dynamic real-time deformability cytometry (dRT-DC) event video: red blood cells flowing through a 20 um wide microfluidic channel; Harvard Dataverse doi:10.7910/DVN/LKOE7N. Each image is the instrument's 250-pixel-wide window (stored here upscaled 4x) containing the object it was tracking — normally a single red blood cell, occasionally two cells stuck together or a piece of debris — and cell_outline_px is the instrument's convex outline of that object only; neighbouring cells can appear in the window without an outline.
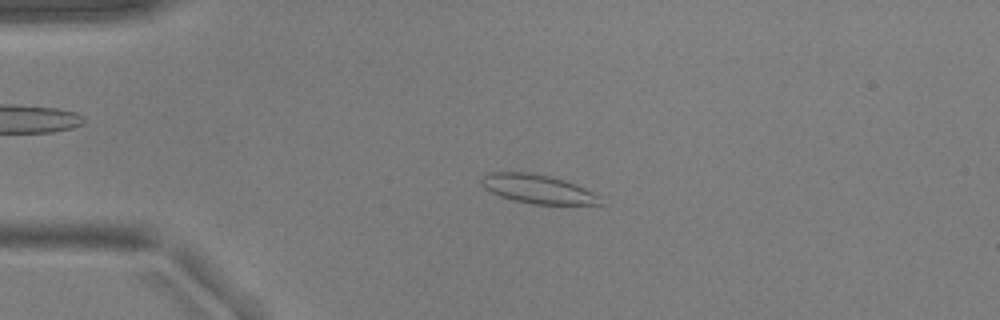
{"species": "common noctule bat (a hibernating species)", "species_latin": "Nyctalus noctula", "temperature_condition": "warm", "stored_images_in_passage": 44, "camera_frame_rate_fps": 3000, "um_per_image_px": 0.085, "animal": {"sex": "male", "body_mass_g": 17.9, "forearm_length_mm": 54.2}, "frame": {"image": 1, "passage_image": 2, "time_ms": 0.333, "image_size_px": [1000, 320], "cell_outline_px": [[604, 204], [536, 204], [512, 200], [500, 196], [484, 188], [480, 184], [480, 180], [488, 172], [532, 172], [552, 176], [576, 184], [600, 196]], "centroid_in_image_um": [45.7, 16.05], "position_along_channel_um": 39.3, "area_um2": 20.06}}
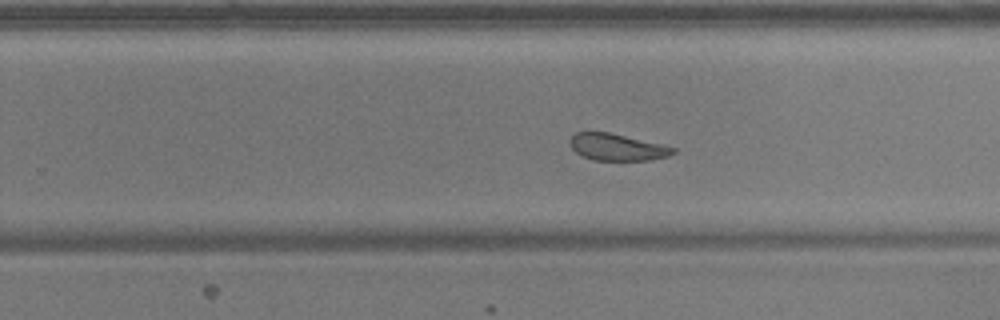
{"frame": {"image": 2, "passage_image": 24, "time_ms": 7.667, "image_size_px": [1000, 320], "cell_outline_px": [[676, 152], [668, 156], [648, 160], [592, 160], [576, 152], [572, 148], [568, 140], [576, 132], [608, 132], [660, 144], [676, 148]], "centroid_in_image_um": [52.43, 12.51], "position_along_channel_um": 277.4, "area_um2": 15.9}}
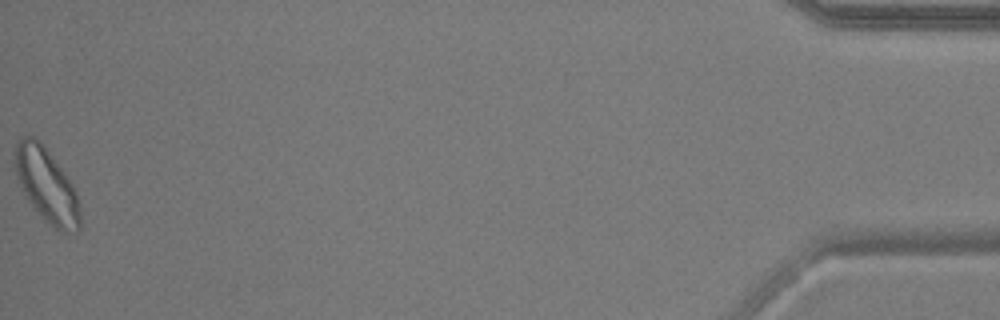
{"frame": {"image": 3, "passage_image": 44, "time_ms": 14.333, "image_size_px": [1000, 320], "cell_outline_px": [[80, 228], [76, 232], [60, 232], [44, 220], [40, 216], [28, 200], [20, 188], [16, 176], [16, 144], [20, 136], [28, 132], [40, 140], [68, 176], [76, 192], [80, 204]], "centroid_in_image_um": [3.97, 15.73], "position_along_channel_um": 431.2, "area_um2": 28.5}, "authors_computed_cell_mechanics": {"area_um2": 18.4671, "velocity_mm_per_s": 3.7039, "shape_relaxation_time_tau1_ms": 8.8665, "shape_relaxation_time_tau2_ms": 2.0056, "deformation_change_tau1": 0.1636, "deformation_change_tau2": 0.0687}}